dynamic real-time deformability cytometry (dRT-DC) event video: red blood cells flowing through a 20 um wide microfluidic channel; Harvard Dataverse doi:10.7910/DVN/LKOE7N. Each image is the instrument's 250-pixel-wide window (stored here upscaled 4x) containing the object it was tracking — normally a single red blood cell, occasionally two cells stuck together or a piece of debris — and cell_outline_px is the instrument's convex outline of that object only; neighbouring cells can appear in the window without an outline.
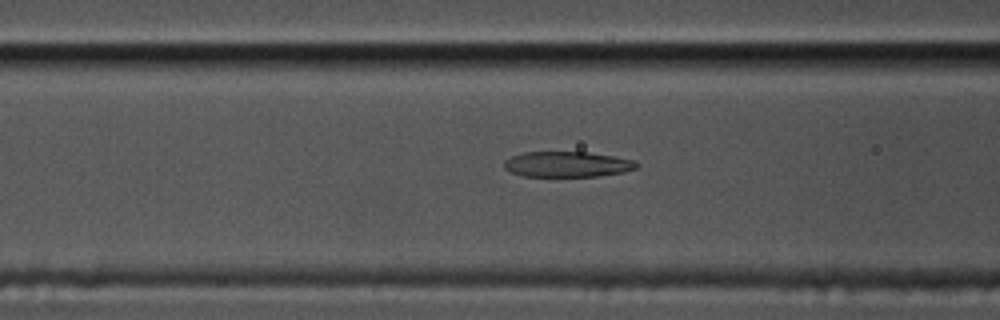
{"species": "common noctule bat (a hibernating species)", "species_latin": "Nyctalus noctula", "temperature_condition": "cold", "stored_images_in_passage": 58, "camera_frame_rate_fps": 3000, "um_per_image_px": 0.085, "animal": {"sex": "male", "body_mass_g": 17.5, "forearm_length_mm": 52.3}, "frame": {"image": 1, "passage_image": 23, "time_ms": 7.333, "image_size_px": [1000, 320], "cell_outline_px": [[640, 164], [636, 168], [624, 172], [596, 176], [524, 176], [512, 172], [504, 168], [504, 160], [512, 156], [524, 152], [588, 152], [636, 160]], "centroid_in_image_um": [48.24, 13.96], "position_along_channel_um": 118.4, "area_um2": 19.65}}
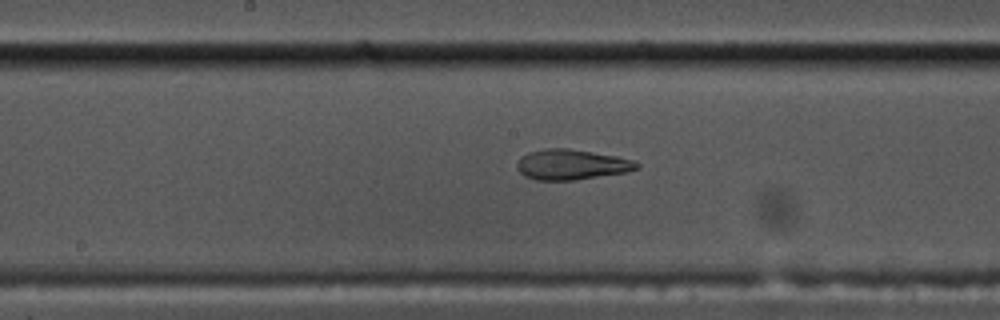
{"frame": {"image": 2, "passage_image": 30, "time_ms": 9.667, "image_size_px": [1000, 320], "cell_outline_px": [[640, 168], [628, 172], [576, 180], [536, 180], [524, 176], [516, 168], [516, 164], [520, 156], [528, 152], [548, 148], [568, 148], [616, 156], [632, 160], [640, 164]], "centroid_in_image_um": [48.57, 13.99], "position_along_channel_um": 199.6, "area_um2": 21.33}}
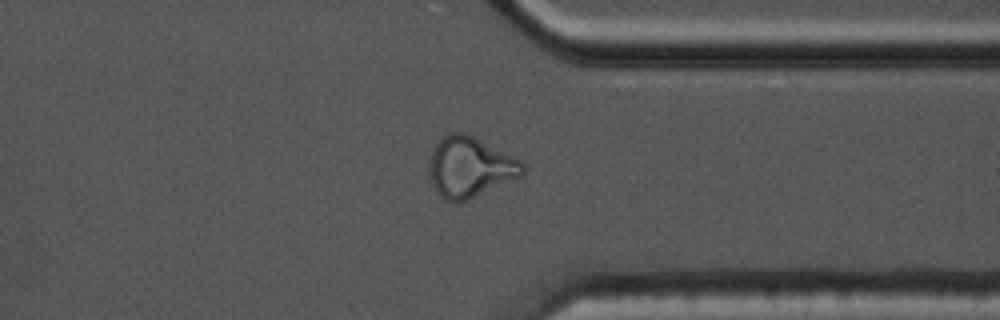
{"frame": {"image": 3, "passage_image": 45, "time_ms": 14.667, "image_size_px": [1000, 320], "cell_outline_px": [[524, 176], [460, 204], [456, 204], [444, 200], [436, 192], [428, 168], [428, 164], [436, 140], [448, 132], [464, 132], [520, 160], [524, 164]], "centroid_in_image_um": [39.93, 14.24], "position_along_channel_um": 371.5, "area_um2": 33.41}, "authors_computed_cell_mechanics": {"area_um2": 21.0392, "velocity_mm_per_s": 3.4787, "shape_relaxation_time_tau1_ms": null, "shape_relaxation_time_tau2_ms": 2.293, "deformation_change_tau1": null, "deformation_change_tau2": 0.1065}}